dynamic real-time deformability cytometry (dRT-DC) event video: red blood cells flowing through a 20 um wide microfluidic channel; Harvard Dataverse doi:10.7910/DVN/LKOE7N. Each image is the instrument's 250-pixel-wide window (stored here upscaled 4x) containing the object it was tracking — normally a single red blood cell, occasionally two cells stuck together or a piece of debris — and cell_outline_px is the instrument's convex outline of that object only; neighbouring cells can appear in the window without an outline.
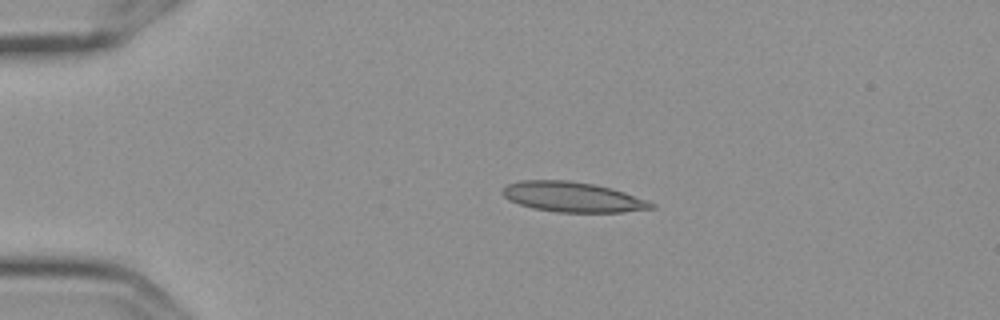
{"species": "Egyptian fruit bat (a non-hibernating species)", "species_latin": "Rousettus aegyptiacus", "temperature_condition": "cold", "stored_images_in_passage": 5, "camera_frame_rate_fps": 3000, "um_per_image_px": 0.085, "frame": {"image": 1, "passage_image": 2, "time_ms": 0.333, "image_size_px": [1000, 320], "cell_outline_px": [[656, 208], [620, 212], [556, 212], [532, 208], [508, 200], [504, 196], [504, 188], [508, 184], [520, 180], [568, 180], [592, 184], [612, 188], [648, 200], [656, 204]], "centroid_in_image_um": [48.7, 16.75], "position_along_channel_um": 36.3, "area_um2": 26.01}}
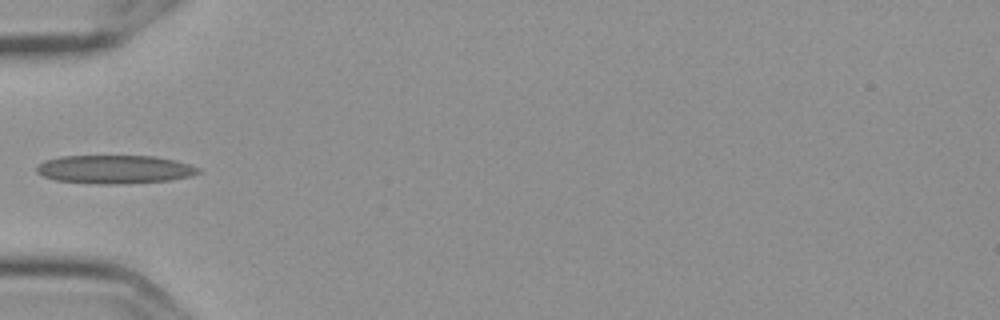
{"frame": {"image": 2, "passage_image": 4, "time_ms": 1.0, "image_size_px": [1000, 320], "cell_outline_px": [[200, 172], [192, 176], [168, 180], [120, 184], [96, 184], [56, 180], [44, 176], [36, 172], [36, 164], [44, 160], [60, 156], [156, 156], [176, 160], [200, 168]], "centroid_in_image_um": [9.72, 14.39], "position_along_channel_um": 75.3, "area_um2": 26.93}}
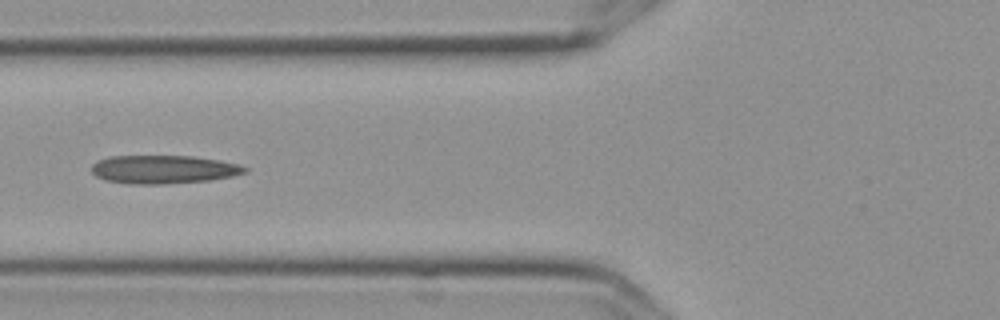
{"frame": {"image": 3, "passage_image": 5, "time_ms": 1.333, "image_size_px": [1000, 320], "cell_outline_px": [[248, 172], [232, 176], [208, 180], [164, 184], [132, 184], [104, 180], [96, 176], [92, 172], [92, 164], [96, 160], [112, 156], [192, 156], [220, 160], [240, 164], [248, 168]], "centroid_in_image_um": [13.9, 14.39], "position_along_channel_um": 111.9, "area_um2": 25.43}}